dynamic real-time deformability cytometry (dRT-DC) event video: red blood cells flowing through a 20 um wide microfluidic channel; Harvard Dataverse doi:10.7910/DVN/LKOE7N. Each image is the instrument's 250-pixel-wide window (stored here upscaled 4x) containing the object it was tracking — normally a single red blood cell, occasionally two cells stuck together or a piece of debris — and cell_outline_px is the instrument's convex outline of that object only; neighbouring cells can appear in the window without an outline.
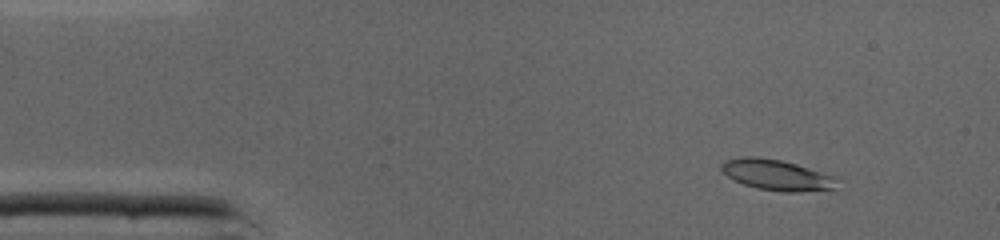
{"species": "common noctule bat (a hibernating species)", "species_latin": "Nyctalus noctula", "temperature_condition": "cold", "stored_images_in_passage": 46, "camera_frame_rate_fps": 3000, "um_per_image_px": 0.085, "animal": {"sex": "male", "body_mass_g": 19.0, "forearm_length_mm": 50.8}, "frame": {"image": 1, "passage_image": 5, "time_ms": 1.333, "image_size_px": [1000, 240], "cell_outline_px": [[840, 180], [832, 188], [796, 192], [784, 192], [756, 188], [744, 184], [728, 176], [720, 168], [720, 164], [724, 160], [740, 156], [756, 156], [780, 160], [796, 164], [836, 176]], "centroid_in_image_um": [66.0, 14.85], "position_along_channel_um": 19.0, "area_um2": 20.63}}
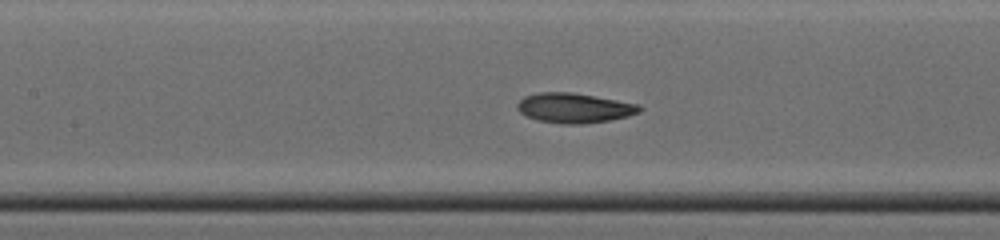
{"frame": {"image": 2, "passage_image": 20, "time_ms": 6.333, "image_size_px": [1000, 240], "cell_outline_px": [[644, 108], [640, 112], [628, 116], [608, 120], [580, 124], [560, 124], [540, 120], [524, 116], [516, 108], [516, 104], [524, 96], [540, 92], [572, 92], [640, 104]], "centroid_in_image_um": [48.81, 9.17], "position_along_channel_um": 158.6, "area_um2": 21.33}}
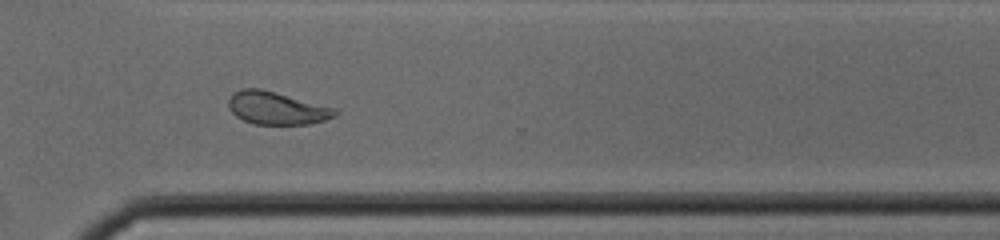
{"frame": {"image": 3, "passage_image": 33, "time_ms": 10.667, "image_size_px": [1000, 240], "cell_outline_px": [[340, 112], [336, 116], [324, 120], [308, 124], [256, 124], [244, 120], [236, 116], [228, 108], [228, 100], [232, 92], [244, 88], [260, 88], [336, 108]], "centroid_in_image_um": [23.51, 9.18], "position_along_channel_um": 347.1, "area_um2": 20.35}, "authors_computed_cell_mechanics": {"area_um2": 21.1259, "velocity_mm_per_s": 4.3526, "shape_relaxation_time_tau1_ms": 3.2839, "shape_relaxation_time_tau2_ms": 2.4365, "deformation_change_tau1": 0.1551, "deformation_change_tau2": 0.086}}